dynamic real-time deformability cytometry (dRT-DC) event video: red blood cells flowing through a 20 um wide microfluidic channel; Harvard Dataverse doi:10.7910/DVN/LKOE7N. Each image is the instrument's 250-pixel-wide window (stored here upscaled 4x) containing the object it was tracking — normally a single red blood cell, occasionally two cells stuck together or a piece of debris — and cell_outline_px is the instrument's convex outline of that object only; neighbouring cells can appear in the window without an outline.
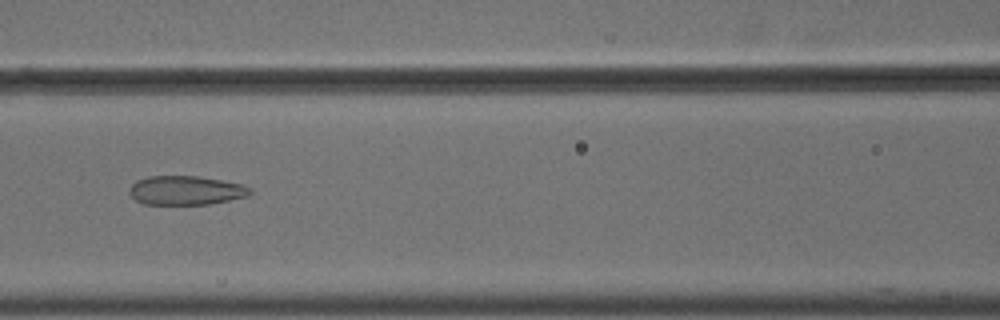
{"species": "common noctule bat (a hibernating species)", "species_latin": "Nyctalus noctula", "temperature_condition": "cold", "stored_images_in_passage": 51, "camera_frame_rate_fps": 3000, "um_per_image_px": 0.085, "animal": {"sex": "male", "body_mass_g": 18.8}, "frame": {"image": 1, "passage_image": 20, "time_ms": 6.333, "image_size_px": [1000, 320], "cell_outline_px": [[252, 192], [248, 196], [212, 204], [144, 204], [136, 200], [128, 192], [128, 188], [136, 180], [148, 176], [200, 176], [244, 184], [252, 188]], "centroid_in_image_um": [15.82, 16.17], "position_along_channel_um": 150.8, "area_um2": 20.69}}
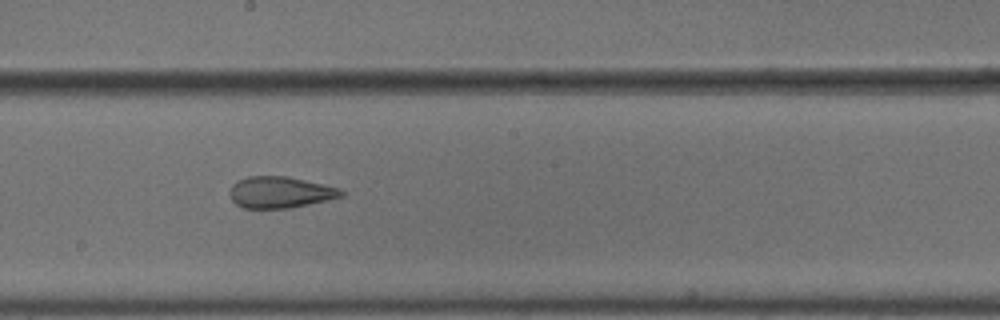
{"frame": {"image": 2, "passage_image": 26, "time_ms": 8.333, "image_size_px": [1000, 320], "cell_outline_px": [[344, 196], [328, 200], [288, 208], [244, 208], [236, 204], [232, 200], [228, 192], [232, 184], [236, 180], [248, 176], [284, 176], [304, 180], [340, 188], [344, 192]], "centroid_in_image_um": [23.78, 16.34], "position_along_channel_um": 224.4, "area_um2": 20.4}}
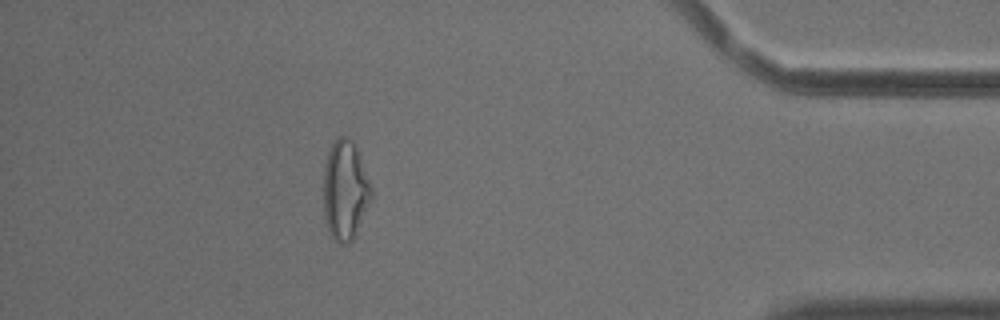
{"frame": {"image": 3, "passage_image": 44, "time_ms": 14.333, "image_size_px": [1000, 320], "cell_outline_px": [[372, 200], [356, 236], [348, 244], [340, 244], [332, 236], [328, 228], [324, 216], [324, 168], [328, 152], [332, 144], [340, 136], [348, 136], [352, 140], [356, 148], [372, 184]], "centroid_in_image_um": [29.37, 16.2], "position_along_channel_um": 405.8, "area_um2": 27.98}}